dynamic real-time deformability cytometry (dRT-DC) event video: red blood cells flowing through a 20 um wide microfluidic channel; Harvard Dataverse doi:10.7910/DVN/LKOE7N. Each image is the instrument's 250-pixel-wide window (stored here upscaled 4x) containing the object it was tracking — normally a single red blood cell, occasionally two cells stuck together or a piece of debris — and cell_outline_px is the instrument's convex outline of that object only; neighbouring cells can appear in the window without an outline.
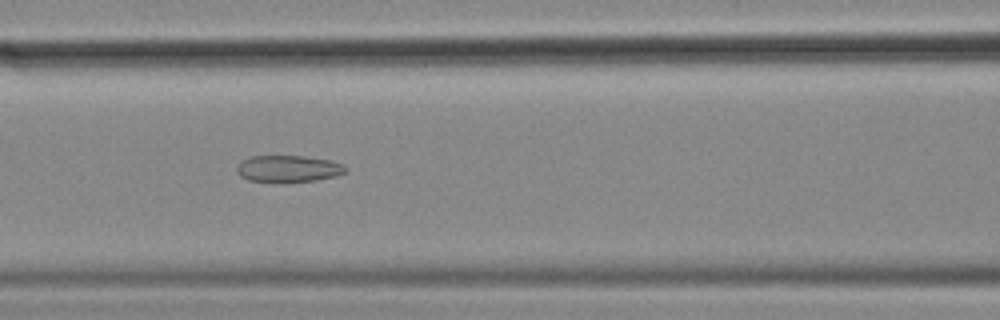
{"species": "common noctule bat (a hibernating species)", "species_latin": "Nyctalus noctula", "temperature_condition": "cold", "stored_images_in_passage": 56, "camera_frame_rate_fps": 3000, "um_per_image_px": 0.085, "animal": {"sex": "female", "body_mass_g": 18.4}, "frame": {"image": 1, "passage_image": 24, "time_ms": 7.667, "image_size_px": [1000, 320], "cell_outline_px": [[348, 172], [336, 176], [316, 180], [284, 184], [248, 180], [240, 176], [236, 172], [236, 168], [240, 160], [252, 156], [304, 156], [332, 160], [344, 164], [348, 168]], "centroid_in_image_um": [24.52, 14.36], "position_along_channel_um": 142.1, "area_um2": 17.69}}
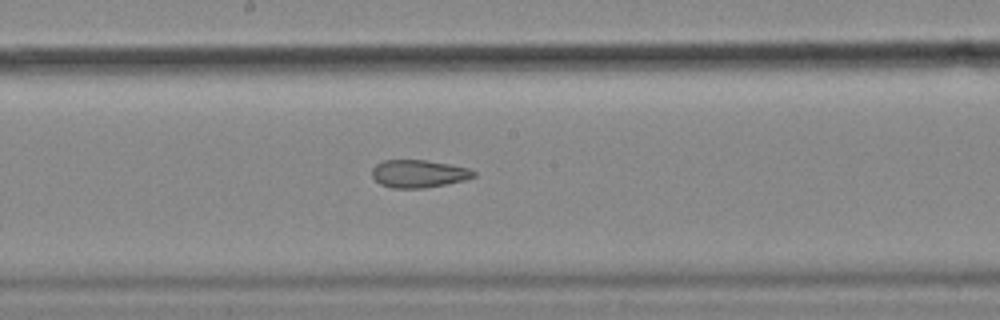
{"frame": {"image": 2, "passage_image": 30, "time_ms": 9.667, "image_size_px": [1000, 320], "cell_outline_px": [[476, 176], [464, 180], [424, 188], [392, 188], [380, 184], [372, 176], [372, 168], [376, 164], [384, 160], [428, 160], [468, 168], [476, 172]], "centroid_in_image_um": [35.57, 14.76], "position_along_channel_um": 212.6, "area_um2": 16.36}}
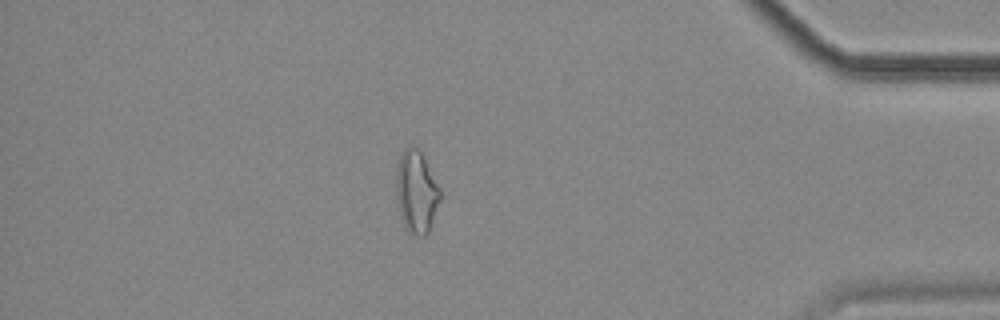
{"frame": {"image": 3, "passage_image": 49, "time_ms": 16.0, "image_size_px": [1000, 320], "cell_outline_px": [[440, 200], [428, 232], [424, 236], [416, 236], [408, 232], [404, 228], [400, 216], [396, 200], [396, 164], [400, 152], [404, 148], [412, 144], [420, 148], [440, 188]], "centroid_in_image_um": [35.36, 16.25], "position_along_channel_um": 399.8, "area_um2": 21.68}, "authors_computed_cell_mechanics": {"area_um2": 20.1722, "velocity_mm_per_s": 3.5475, "shape_relaxation_time_tau1_ms": null, "shape_relaxation_time_tau2_ms": 3.1473, "deformation_change_tau1": null, "deformation_change_tau2": 0.1134}}